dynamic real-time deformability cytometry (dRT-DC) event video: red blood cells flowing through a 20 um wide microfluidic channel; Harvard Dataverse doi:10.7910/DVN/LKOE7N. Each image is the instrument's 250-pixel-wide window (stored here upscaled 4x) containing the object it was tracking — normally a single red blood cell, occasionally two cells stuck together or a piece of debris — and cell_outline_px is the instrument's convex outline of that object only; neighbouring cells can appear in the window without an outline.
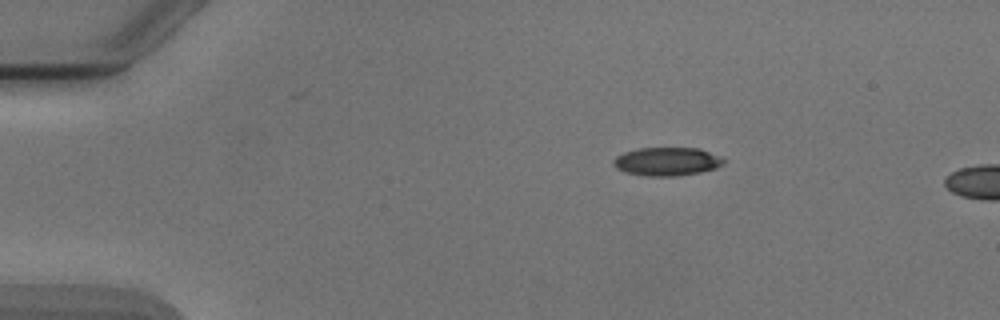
{"species": "Egyptian fruit bat (a non-hibernating species)", "species_latin": "Rousettus aegyptiacus", "temperature_condition": "cold", "stored_images_in_passage": 3, "camera_frame_rate_fps": 3000, "um_per_image_px": 0.085, "animal": {"sex": "male"}, "frame": {"image": 1, "passage_image": 1, "time_ms": 0.0, "image_size_px": [1000, 320], "cell_outline_px": [[728, 160], [724, 164], [716, 168], [700, 172], [676, 176], [644, 176], [624, 172], [616, 168], [612, 164], [612, 160], [616, 156], [624, 152], [636, 148], [700, 148], [724, 156]], "centroid_in_image_um": [56.73, 13.72], "position_along_channel_um": 28.3, "area_um2": 18.73}}